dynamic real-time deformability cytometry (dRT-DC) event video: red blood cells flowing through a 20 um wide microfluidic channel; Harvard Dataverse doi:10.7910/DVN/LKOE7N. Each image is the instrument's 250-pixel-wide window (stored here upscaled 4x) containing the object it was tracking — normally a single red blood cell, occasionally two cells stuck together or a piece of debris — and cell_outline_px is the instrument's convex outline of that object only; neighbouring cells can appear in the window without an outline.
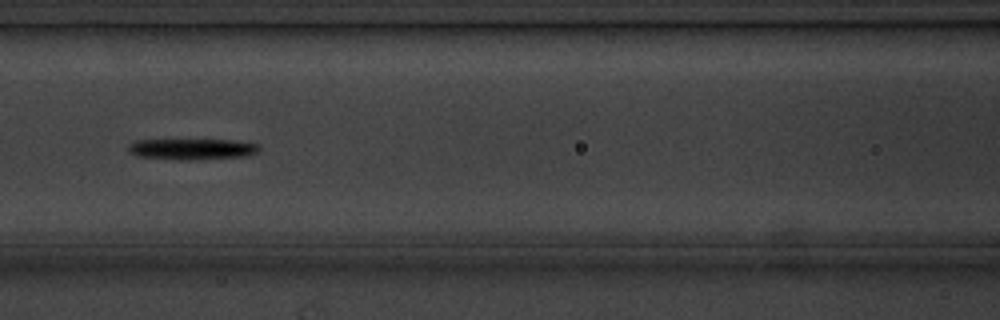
{"species": "common noctule bat (a hibernating species)", "species_latin": "Nyctalus noctula", "temperature_condition": "cold", "stored_images_in_passage": 14, "camera_frame_rate_fps": 3000, "um_per_image_px": 0.085, "animal": {"sex": "male", "body_mass_g": 20.1, "forearm_length_mm": 53.5}, "frame": {"image": 1, "passage_image": 7, "time_ms": 8.0, "image_size_px": [1000, 320], "cell_outline_px": [[260, 148], [256, 152], [244, 156], [196, 160], [176, 160], [136, 156], [128, 152], [128, 144], [136, 140], [232, 140], [256, 144]], "centroid_in_image_um": [16.24, 12.68], "position_along_channel_um": 150.4, "area_um2": 16.01}}
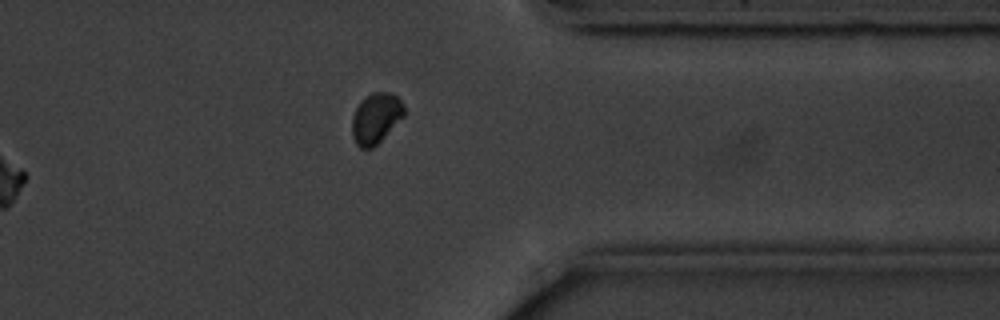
{"frame": {"image": 2, "passage_image": 14, "time_ms": 17.0, "image_size_px": [1000, 320], "cell_outline_px": [[404, 116], [372, 148], [360, 148], [356, 144], [352, 136], [352, 116], [360, 100], [372, 92], [388, 92], [396, 96], [404, 104]], "centroid_in_image_um": [31.93, 10.03], "position_along_channel_um": 379.5, "area_um2": 15.2}, "authors_computed_cell_mechanics": {"area_um2": 15.2014, "velocity_mm_per_s": 3.5465, "shape_relaxation_time_tau1_ms": 1.3681, "shape_relaxation_time_tau2_ms": null, "deformation_change_tau1": 0.1182, "deformation_change_tau2": null}}